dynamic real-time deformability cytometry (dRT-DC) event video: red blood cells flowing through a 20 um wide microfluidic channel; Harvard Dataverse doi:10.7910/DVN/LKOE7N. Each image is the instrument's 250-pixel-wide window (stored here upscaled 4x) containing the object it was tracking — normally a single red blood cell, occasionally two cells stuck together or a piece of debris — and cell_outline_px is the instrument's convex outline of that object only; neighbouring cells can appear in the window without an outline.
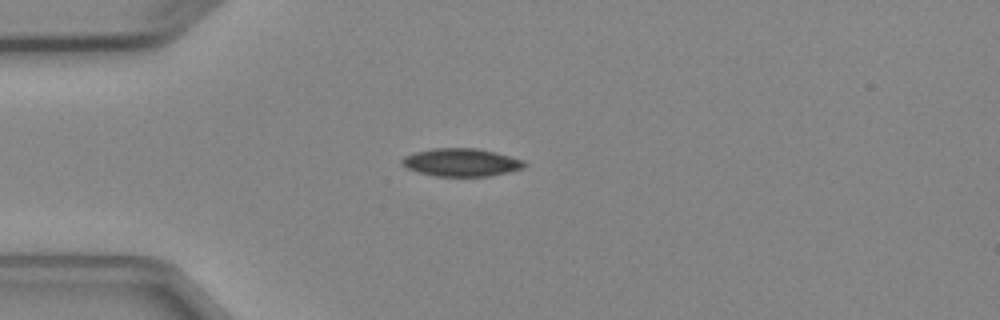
{"species": "Egyptian fruit bat (a non-hibernating species)", "species_latin": "Rousettus aegyptiacus", "temperature_condition": "cold", "stored_images_in_passage": 3, "camera_frame_rate_fps": 3000, "um_per_image_px": 0.085, "animal": {"sex": "female"}, "frame": {"image": 1, "passage_image": 3, "time_ms": 2.333, "image_size_px": [1000, 320], "cell_outline_px": [[528, 164], [524, 168], [508, 172], [488, 176], [436, 176], [420, 172], [408, 168], [400, 160], [404, 156], [412, 152], [432, 148], [476, 148], [496, 152], [524, 160]], "centroid_in_image_um": [39.23, 13.79], "position_along_channel_um": 45.8, "area_um2": 19.94}}